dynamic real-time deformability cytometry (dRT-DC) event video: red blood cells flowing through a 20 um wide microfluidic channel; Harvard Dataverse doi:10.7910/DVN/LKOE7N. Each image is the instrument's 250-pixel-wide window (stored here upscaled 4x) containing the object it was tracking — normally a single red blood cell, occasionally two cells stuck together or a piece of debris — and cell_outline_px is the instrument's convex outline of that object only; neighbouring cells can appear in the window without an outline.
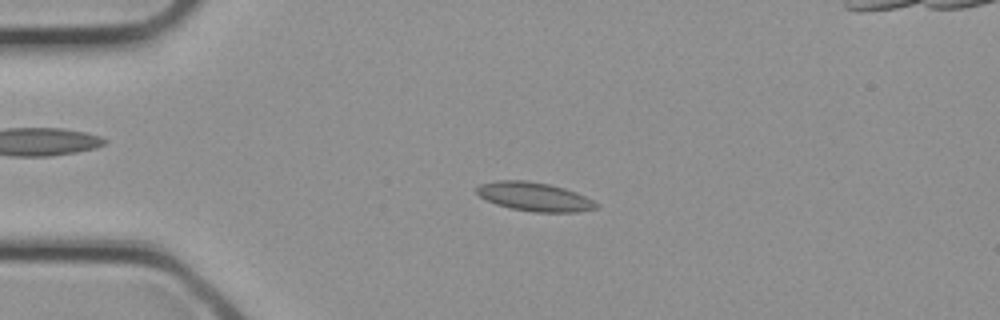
{"species": "common noctule bat (a hibernating species)", "species_latin": "Nyctalus noctula", "temperature_condition": "cold", "stored_images_in_passage": 32, "camera_frame_rate_fps": 3000, "um_per_image_px": 0.085, "animal": {"sex": "female", "body_mass_g": 21.9}, "frame": {"image": 1, "passage_image": 7, "time_ms": 2.0, "image_size_px": [1000, 320], "cell_outline_px": [[600, 204], [596, 208], [576, 212], [532, 212], [512, 208], [496, 204], [480, 196], [476, 192], [476, 188], [480, 184], [496, 180], [528, 180], [548, 184], [564, 188], [576, 192]], "centroid_in_image_um": [45.42, 16.71], "position_along_channel_um": 39.6, "area_um2": 19.94}}
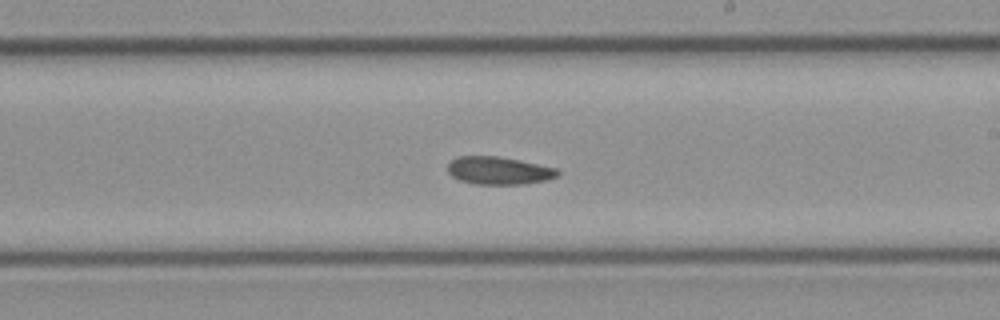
{"frame": {"image": 2, "passage_image": 18, "time_ms": 5.667, "image_size_px": [1000, 320], "cell_outline_px": [[560, 172], [556, 176], [544, 180], [524, 184], [476, 184], [460, 180], [452, 176], [448, 172], [448, 164], [456, 156], [496, 156], [520, 160], [556, 168]], "centroid_in_image_um": [42.37, 14.49], "position_along_channel_um": 246.6, "area_um2": 17.63}}
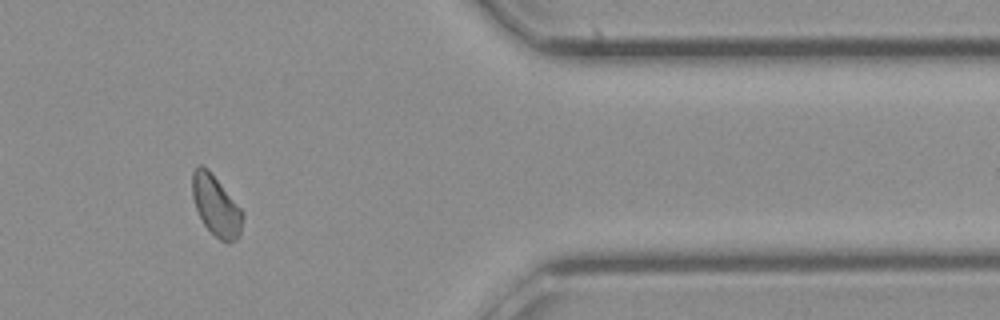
{"frame": {"image": 3, "passage_image": 26, "time_ms": 8.333, "image_size_px": [1000, 320], "cell_outline_px": [[244, 216], [240, 236], [236, 240], [228, 244], [220, 240], [204, 224], [196, 208], [192, 196], [192, 172], [200, 164], [208, 168], [244, 212]], "centroid_in_image_um": [18.39, 17.5], "position_along_channel_um": 393.0, "area_um2": 17.8}}